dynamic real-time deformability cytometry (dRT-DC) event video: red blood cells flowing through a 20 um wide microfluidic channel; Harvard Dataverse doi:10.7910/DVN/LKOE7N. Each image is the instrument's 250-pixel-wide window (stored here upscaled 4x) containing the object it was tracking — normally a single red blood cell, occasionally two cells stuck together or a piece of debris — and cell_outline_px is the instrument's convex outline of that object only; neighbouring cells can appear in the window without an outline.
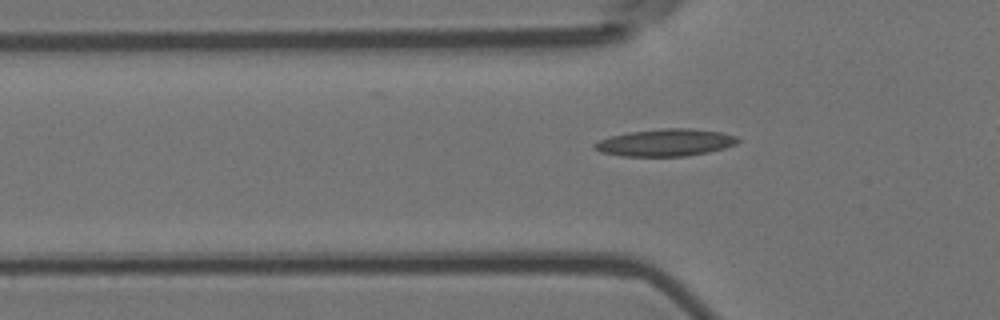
{"species": "Egyptian fruit bat (a non-hibernating species)", "species_latin": "Rousettus aegyptiacus", "temperature_condition": "room temperature", "stored_images_in_passage": 41, "camera_frame_rate_fps": 3000, "um_per_image_px": 0.085, "animal": {"sex": "female"}, "frame": {"image": 1, "passage_image": 11, "time_ms": 3.333, "image_size_px": [1000, 320], "cell_outline_px": [[740, 140], [736, 144], [724, 148], [708, 152], [688, 156], [620, 156], [600, 152], [592, 148], [592, 144], [600, 140], [612, 136], [628, 132], [660, 128], [688, 128], [724, 132], [736, 136]], "centroid_in_image_um": [56.56, 12.12], "position_along_channel_um": 69.2, "area_um2": 22.89}}
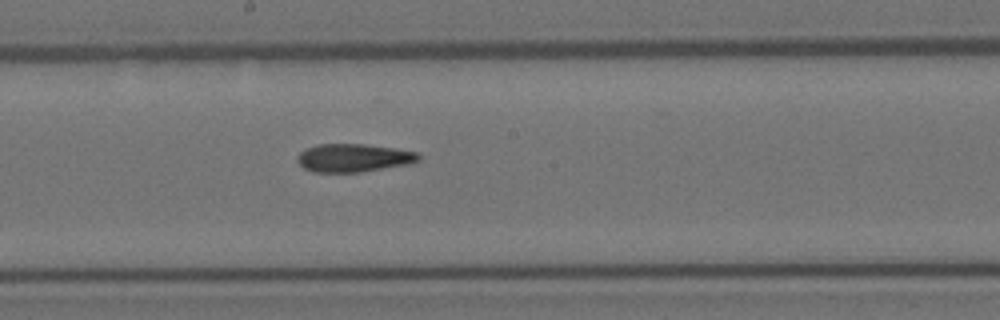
{"frame": {"image": 2, "passage_image": 23, "time_ms": 7.333, "image_size_px": [1000, 320], "cell_outline_px": [[420, 160], [408, 164], [360, 172], [316, 172], [304, 168], [296, 160], [296, 156], [300, 152], [316, 144], [364, 144], [392, 148], [416, 152], [420, 156]], "centroid_in_image_um": [30.02, 13.42], "position_along_channel_um": 218.2, "area_um2": 19.71}}
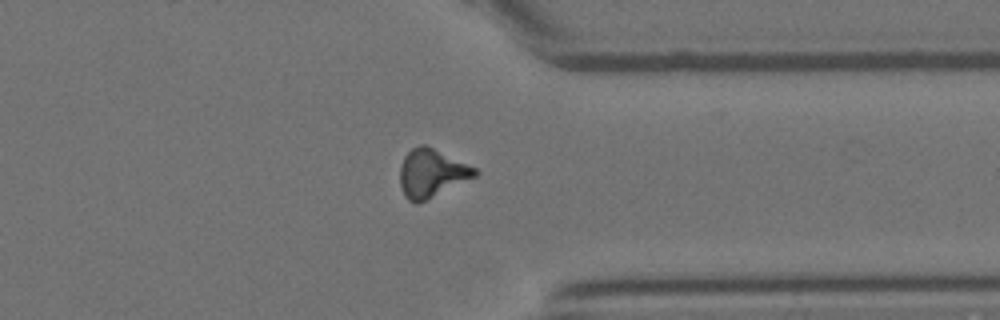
{"frame": {"image": 3, "passage_image": 36, "time_ms": 11.667, "image_size_px": [1000, 320], "cell_outline_px": [[480, 172], [476, 176], [416, 204], [408, 200], [404, 196], [400, 184], [400, 168], [404, 156], [412, 148], [420, 144], [424, 144], [476, 168]], "centroid_in_image_um": [36.66, 14.72], "position_along_channel_um": 374.7, "area_um2": 20.69}}